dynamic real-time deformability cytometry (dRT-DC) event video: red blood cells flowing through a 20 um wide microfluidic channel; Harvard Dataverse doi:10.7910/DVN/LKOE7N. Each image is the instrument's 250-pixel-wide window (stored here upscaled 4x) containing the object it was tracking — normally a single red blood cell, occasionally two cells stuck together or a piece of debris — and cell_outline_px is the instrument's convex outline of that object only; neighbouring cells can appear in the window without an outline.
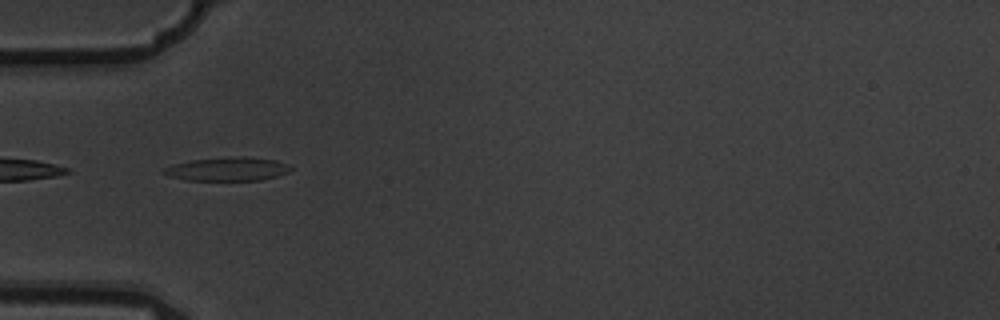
{"species": "common noctule bat (a hibernating species)", "species_latin": "Nyctalus noctula", "temperature_condition": "warm", "stored_images_in_passage": 15, "camera_frame_rate_fps": 3000, "um_per_image_px": 0.085, "animal": {"sex": "male", "body_mass_g": 19.5, "forearm_length_mm": 54.6}, "frame": {"image": 1, "passage_image": 5, "time_ms": 1.333, "image_size_px": [1000, 320], "cell_outline_px": [[292, 168], [288, 172], [276, 176], [260, 180], [184, 180], [168, 176], [160, 172], [164, 168], [172, 164], [188, 160], [236, 156], [244, 156], [276, 160], [288, 164]], "centroid_in_image_um": [19.29, 14.36], "position_along_channel_um": 65.7, "area_um2": 17.63}}
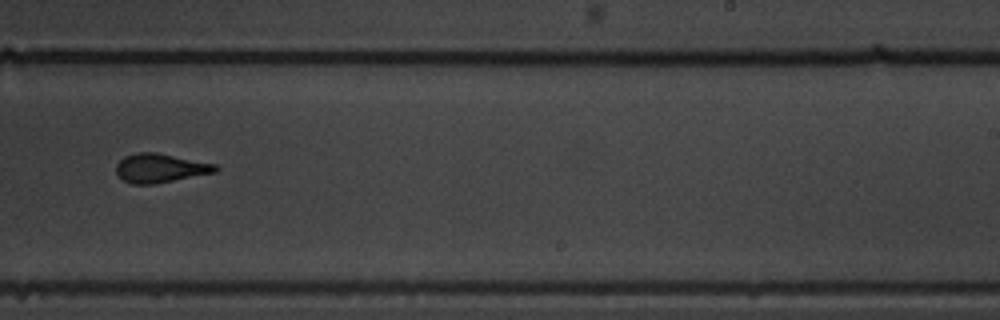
{"frame": {"image": 2, "passage_image": 10, "time_ms": 3.0, "image_size_px": [1000, 320], "cell_outline_px": [[220, 168], [216, 172], [152, 184], [132, 184], [124, 180], [116, 172], [116, 164], [124, 156], [136, 152], [156, 152], [216, 164]], "centroid_in_image_um": [13.61, 14.27], "position_along_channel_um": 275.4, "area_um2": 16.65}}
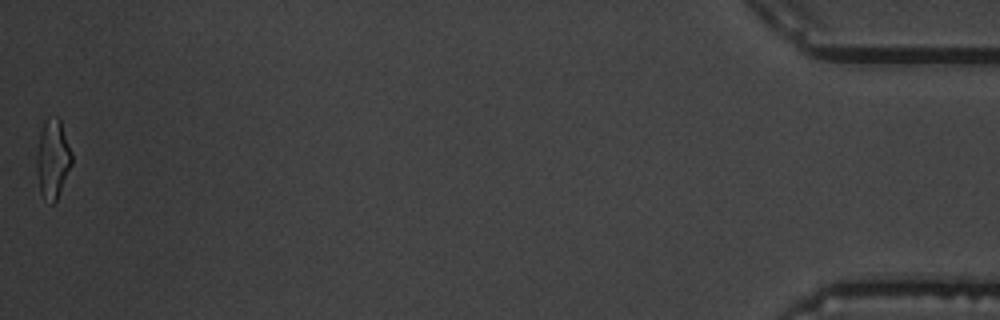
{"frame": {"image": 3, "passage_image": 15, "time_ms": 4.667, "image_size_px": [1000, 320], "cell_outline_px": [[72, 164], [56, 200], [52, 204], [40, 192], [36, 168], [36, 152], [40, 132], [44, 120], [48, 116], [56, 116], [60, 120], [72, 152]], "centroid_in_image_um": [4.47, 13.45], "position_along_channel_um": 430.7, "area_um2": 16.18}}